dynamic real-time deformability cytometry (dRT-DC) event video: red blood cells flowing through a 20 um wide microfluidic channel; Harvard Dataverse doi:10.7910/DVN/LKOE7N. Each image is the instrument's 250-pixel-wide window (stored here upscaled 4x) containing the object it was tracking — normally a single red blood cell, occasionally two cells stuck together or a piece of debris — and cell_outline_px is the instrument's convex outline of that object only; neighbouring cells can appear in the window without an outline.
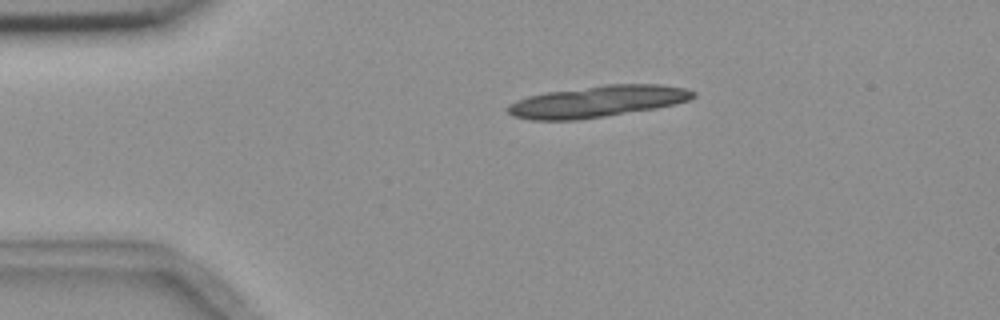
{"species": "common noctule bat (a hibernating species)", "species_latin": "Nyctalus noctula", "temperature_condition": "room temperature", "stored_images_in_passage": 7, "segment_of_instrument_passage": [1, 2], "camera_frame_rate_fps": 3000, "um_per_image_px": 0.085, "animal": {"sex": "female", "body_mass_g": 18.4}, "frame": {"image": 1, "passage_image": 1, "time_ms": 0.0, "image_size_px": [1000, 320], "cell_outline_px": [[696, 96], [688, 100], [676, 104], [656, 108], [604, 116], [576, 120], [532, 120], [516, 116], [508, 112], [508, 104], [516, 100], [528, 96], [548, 92], [604, 84], [660, 84], [688, 88], [696, 92]], "centroid_in_image_um": [50.83, 8.61], "position_along_channel_um": 34.2, "area_um2": 33.99}}